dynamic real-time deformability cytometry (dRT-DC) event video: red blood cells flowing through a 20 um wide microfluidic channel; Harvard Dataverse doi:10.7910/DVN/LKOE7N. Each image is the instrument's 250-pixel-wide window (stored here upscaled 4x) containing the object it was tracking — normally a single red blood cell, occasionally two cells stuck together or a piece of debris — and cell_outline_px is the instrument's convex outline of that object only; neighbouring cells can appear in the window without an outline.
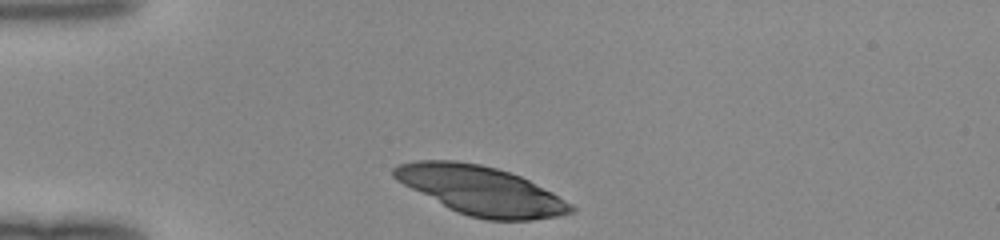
{"species": "human", "species_latin": "Homo sapiens", "temperature_condition": "room temperature", "stored_images_in_passage": 30, "camera_frame_rate_fps": 3000, "um_per_image_px": 0.085, "donor": {"sex": "female"}, "frame": {"image": 1, "passage_image": 1, "time_ms": 0.0, "image_size_px": [1000, 240], "cell_outline_px": [[576, 212], [556, 216], [532, 220], [488, 220], [468, 216], [456, 212], [448, 208], [396, 180], [392, 176], [392, 168], [400, 164], [416, 160], [456, 160], [480, 164], [496, 168], [520, 176], [552, 192], [572, 204], [576, 208]], "centroid_in_image_um": [40.88, 16.19], "position_along_channel_um": 44.1, "area_um2": 50.11}}
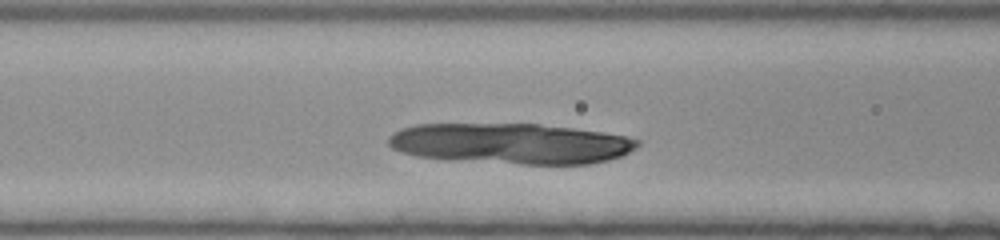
{"frame": {"image": 2, "passage_image": 9, "time_ms": 2.667, "image_size_px": [1000, 240], "cell_outline_px": [[640, 144], [636, 148], [620, 156], [608, 160], [588, 164], [520, 164], [448, 160], [416, 156], [400, 152], [392, 148], [388, 144], [388, 136], [392, 132], [400, 128], [416, 124], [540, 124], [572, 128], [600, 132], [624, 136], [640, 140]], "centroid_in_image_um": [43.36, 12.2], "position_along_channel_um": 123.2, "area_um2": 59.3}}